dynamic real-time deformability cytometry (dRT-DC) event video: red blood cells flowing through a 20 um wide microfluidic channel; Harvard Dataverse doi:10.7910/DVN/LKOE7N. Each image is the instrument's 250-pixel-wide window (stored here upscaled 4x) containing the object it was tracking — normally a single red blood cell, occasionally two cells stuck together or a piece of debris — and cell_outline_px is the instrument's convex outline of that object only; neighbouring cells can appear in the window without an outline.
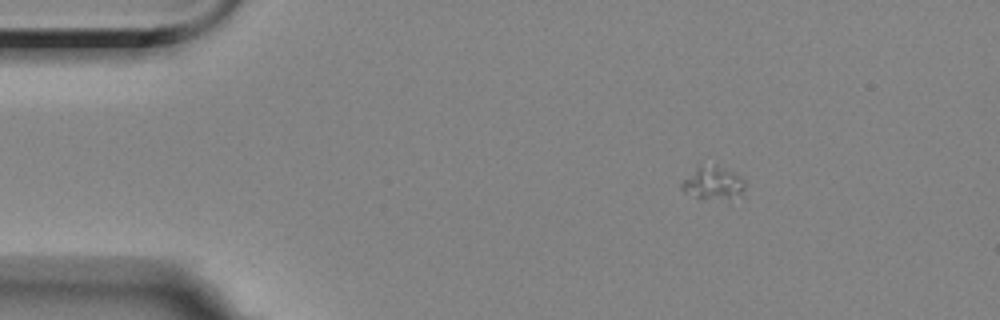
{"species": "Egyptian fruit bat (a non-hibernating species)", "species_latin": "Rousettus aegyptiacus", "temperature_condition": "room temperature", "stored_images_in_passage": 6, "camera_frame_rate_fps": 3000, "um_per_image_px": 0.085, "animal": {"sex": "female"}, "frame": {"image": 1, "passage_image": 1, "time_ms": 0.0, "image_size_px": [1000, 320], "cell_outline_px": [[744, 188], [740, 192], [728, 200], [700, 200], [684, 192], [680, 188], [680, 184], [700, 164], [716, 164], [736, 172], [744, 180]], "centroid_in_image_um": [60.58, 15.56], "position_along_channel_um": 24.4, "area_um2": 12.54}}
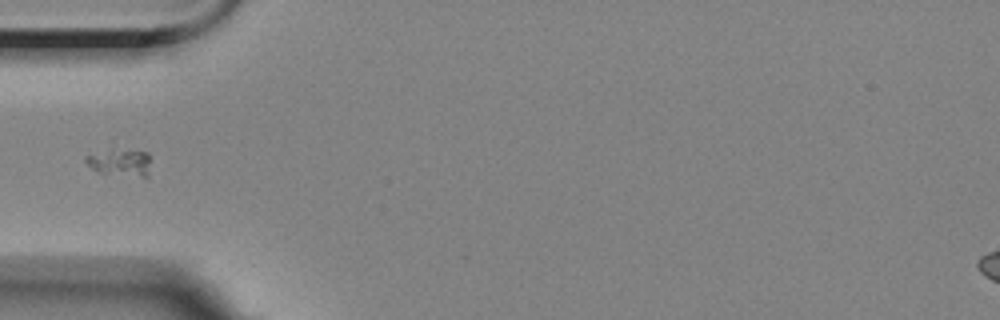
{"frame": {"image": 2, "passage_image": 4, "time_ms": 3.333, "image_size_px": [1000, 320], "cell_outline_px": [[148, 180], [100, 172], [92, 168], [84, 160], [84, 156], [112, 148], [148, 152]], "centroid_in_image_um": [10.23, 13.83], "position_along_channel_um": 74.8, "area_um2": 10.58}}